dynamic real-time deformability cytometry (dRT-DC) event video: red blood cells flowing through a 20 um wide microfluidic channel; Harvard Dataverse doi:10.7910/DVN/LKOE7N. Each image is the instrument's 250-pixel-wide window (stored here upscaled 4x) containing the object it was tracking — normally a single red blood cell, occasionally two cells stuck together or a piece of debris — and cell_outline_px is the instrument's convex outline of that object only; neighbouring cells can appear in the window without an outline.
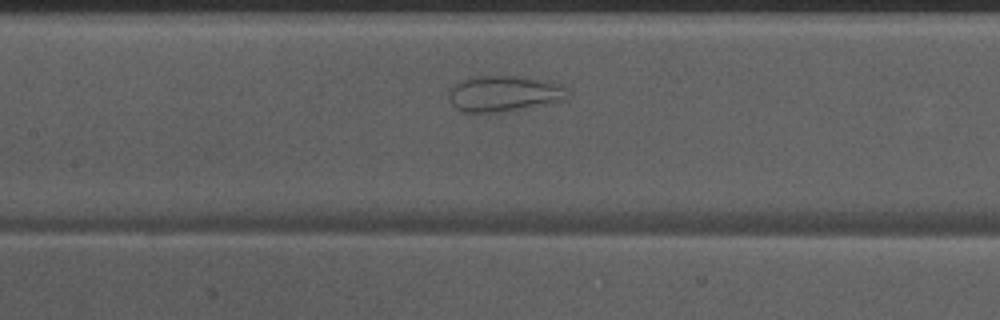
{"species": "Egyptian fruit bat (a non-hibernating species)", "species_latin": "Rousettus aegyptiacus", "temperature_condition": "warm", "stored_images_in_passage": 35, "camera_frame_rate_fps": 3000, "um_per_image_px": 0.085, "animal": {"sex": "male"}, "frame": {"image": 1, "passage_image": 10, "time_ms": 3.0, "image_size_px": [1000, 320], "cell_outline_px": [[564, 100], [552, 104], [500, 112], [460, 112], [448, 100], [448, 92], [460, 80], [472, 76], [516, 76], [536, 80], [552, 84], [564, 88]], "centroid_in_image_um": [42.71, 7.98], "position_along_channel_um": 164.7, "area_um2": 24.39}}
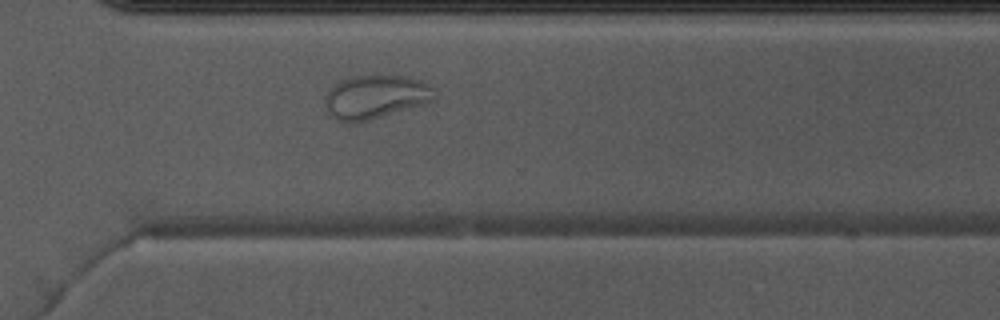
{"frame": {"image": 2, "passage_image": 23, "time_ms": 7.333, "image_size_px": [1000, 320], "cell_outline_px": [[436, 96], [428, 104], [368, 120], [336, 120], [328, 112], [324, 104], [324, 96], [328, 88], [336, 80], [348, 76], [404, 76], [420, 80], [436, 88]], "centroid_in_image_um": [31.92, 8.2], "position_along_channel_um": 338.7, "area_um2": 28.15}}
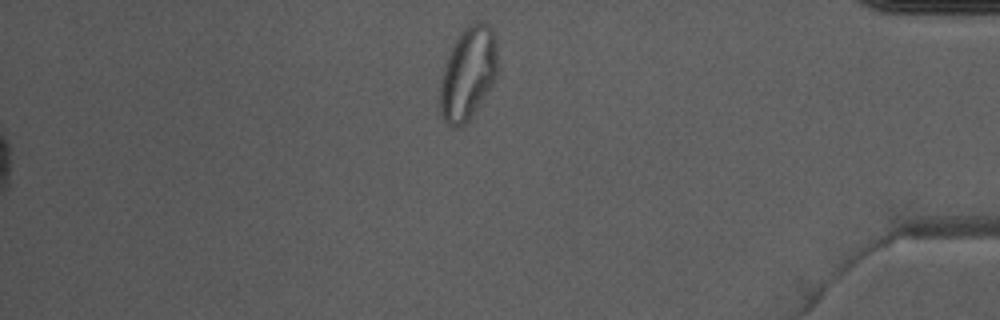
{"frame": {"image": 3, "passage_image": 30, "time_ms": 9.667, "image_size_px": [1000, 320], "cell_outline_px": [[496, 76], [484, 96], [468, 120], [460, 128], [456, 128], [448, 124], [444, 120], [440, 112], [440, 84], [444, 68], [448, 56], [456, 36], [468, 24], [476, 20], [484, 20], [496, 32]], "centroid_in_image_um": [39.78, 6.17], "position_along_channel_um": 395.4, "area_um2": 31.04}, "authors_computed_cell_mechanics": {"area_um2": 29.8826, "velocity_mm_per_s": 4.035, "shape_relaxation_time_tau1_ms": null, "shape_relaxation_time_tau2_ms": 1.2147, "deformation_change_tau1": null, "deformation_change_tau2": 0.0541}}